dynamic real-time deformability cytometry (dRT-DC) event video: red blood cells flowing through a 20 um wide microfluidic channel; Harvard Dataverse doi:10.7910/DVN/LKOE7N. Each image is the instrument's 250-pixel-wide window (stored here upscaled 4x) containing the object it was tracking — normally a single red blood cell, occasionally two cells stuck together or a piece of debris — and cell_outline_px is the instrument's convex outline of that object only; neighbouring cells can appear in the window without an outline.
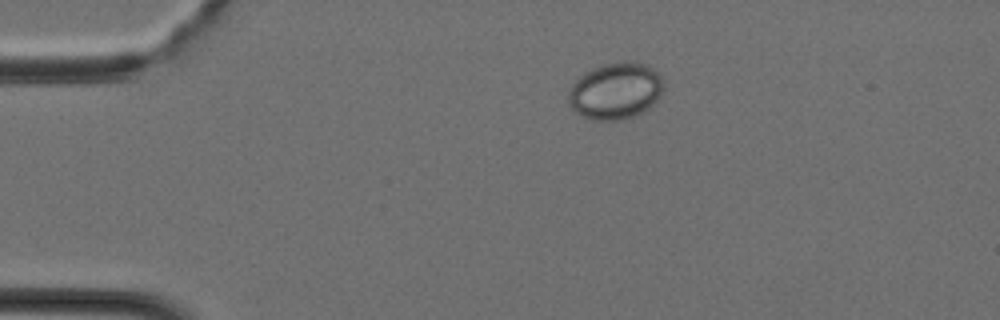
{"species": "Egyptian fruit bat (a non-hibernating species)", "species_latin": "Rousettus aegyptiacus", "temperature_condition": "cold", "stored_images_in_passage": 33, "camera_frame_rate_fps": 3000, "um_per_image_px": 0.085, "animal": {"sex": "female"}, "frame": {"image": 1, "passage_image": 1, "time_ms": 0.0, "image_size_px": [1000, 320], "cell_outline_px": [[664, 88], [660, 96], [648, 108], [636, 116], [620, 120], [596, 120], [580, 116], [572, 108], [568, 100], [568, 92], [572, 84], [580, 76], [592, 68], [604, 64], [648, 64], [660, 72], [664, 80]], "centroid_in_image_um": [52.34, 7.76], "position_along_channel_um": 32.7, "area_um2": 31.21}}
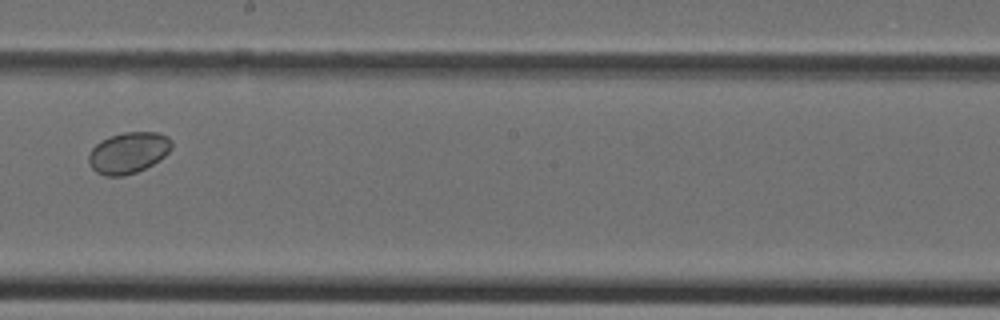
{"frame": {"image": 2, "passage_image": 16, "time_ms": 5.0, "image_size_px": [1000, 320], "cell_outline_px": [[172, 148], [160, 160], [136, 172], [124, 176], [104, 176], [96, 172], [88, 164], [88, 156], [92, 148], [100, 140], [124, 132], [156, 132], [168, 136], [172, 140]], "centroid_in_image_um": [10.9, 12.98], "position_along_channel_um": 237.3, "area_um2": 20.0}}
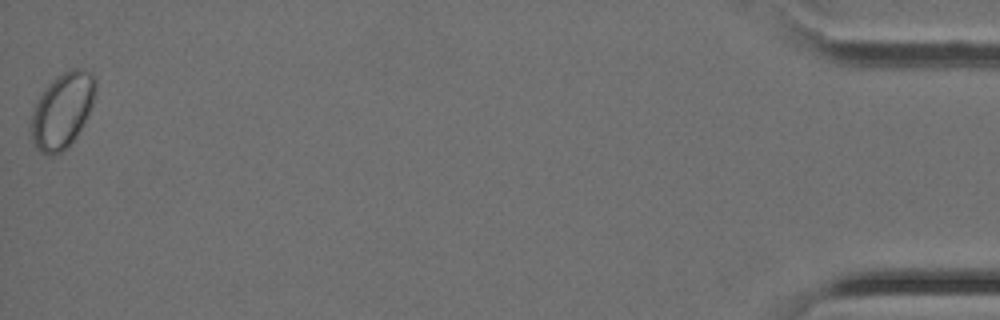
{"frame": {"image": 3, "passage_image": 33, "time_ms": 10.667, "image_size_px": [1000, 320], "cell_outline_px": [[96, 92], [92, 104], [84, 124], [68, 148], [52, 156], [48, 156], [40, 152], [36, 148], [28, 132], [32, 108], [48, 84], [52, 80], [64, 72], [72, 68], [80, 68], [92, 72], [96, 80]], "centroid_in_image_um": [5.27, 9.42], "position_along_channel_um": 429.9, "area_um2": 28.78}}